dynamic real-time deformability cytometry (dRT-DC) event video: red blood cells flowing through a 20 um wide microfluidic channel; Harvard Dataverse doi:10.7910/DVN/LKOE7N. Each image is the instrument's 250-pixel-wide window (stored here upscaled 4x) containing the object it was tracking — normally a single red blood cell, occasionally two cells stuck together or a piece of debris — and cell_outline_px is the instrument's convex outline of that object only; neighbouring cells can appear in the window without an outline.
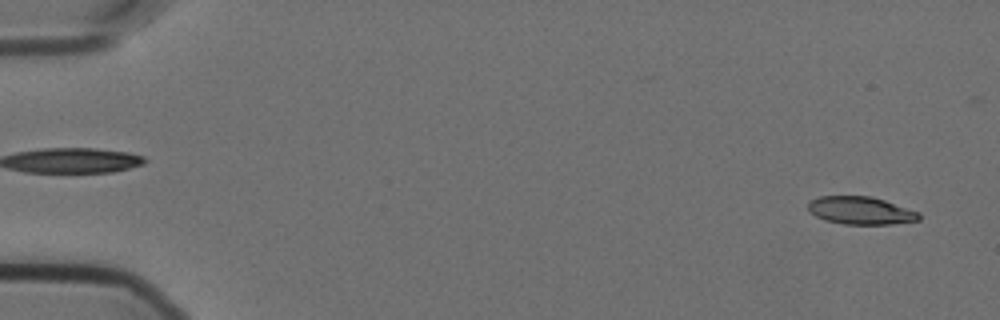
{"species": "Egyptian fruit bat (a non-hibernating species)", "species_latin": "Rousettus aegyptiacus", "temperature_condition": "cold", "stored_images_in_passage": 11, "camera_frame_rate_fps": 3000, "um_per_image_px": 0.085, "animal": {"sex": "female"}, "frame": {"image": 1, "passage_image": 2, "time_ms": 0.333, "image_size_px": [1000, 320], "cell_outline_px": [[920, 220], [892, 224], [844, 224], [824, 220], [808, 212], [808, 200], [820, 196], [872, 196], [920, 212]], "centroid_in_image_um": [73.13, 17.89], "position_along_channel_um": 11.9, "area_um2": 18.09}}